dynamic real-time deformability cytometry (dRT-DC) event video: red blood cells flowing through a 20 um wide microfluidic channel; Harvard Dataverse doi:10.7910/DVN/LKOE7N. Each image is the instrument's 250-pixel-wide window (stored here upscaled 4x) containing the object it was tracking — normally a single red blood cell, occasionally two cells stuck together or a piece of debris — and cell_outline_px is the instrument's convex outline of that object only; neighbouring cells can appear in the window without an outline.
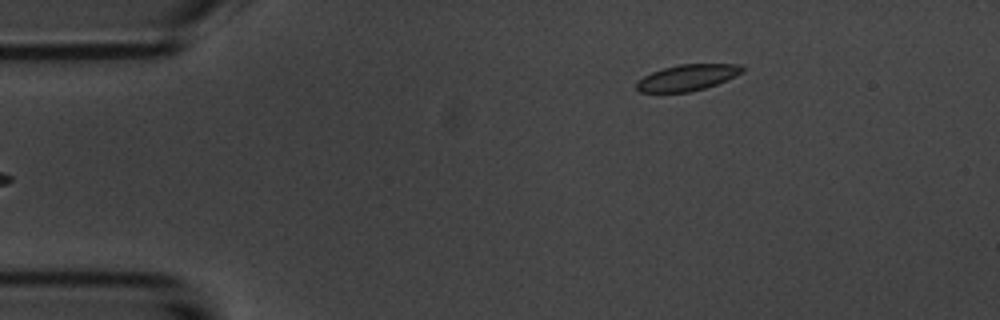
{"species": "common noctule bat (a hibernating species)", "species_latin": "Nyctalus noctula", "temperature_condition": "room temperature", "stored_images_in_passage": 5, "camera_frame_rate_fps": 3000, "um_per_image_px": 0.085, "animal": {"sex": "male", "body_mass_g": 20.1, "forearm_length_mm": 53.5}, "frame": {"image": 1, "passage_image": 5, "time_ms": 4.667, "image_size_px": [1000, 320], "cell_outline_px": [[744, 72], [716, 84], [704, 88], [688, 92], [640, 92], [636, 88], [636, 84], [644, 76], [652, 72], [664, 68], [680, 64], [740, 64], [744, 68]], "centroid_in_image_um": [58.44, 6.59], "position_along_channel_um": 26.6, "area_um2": 15.9}}